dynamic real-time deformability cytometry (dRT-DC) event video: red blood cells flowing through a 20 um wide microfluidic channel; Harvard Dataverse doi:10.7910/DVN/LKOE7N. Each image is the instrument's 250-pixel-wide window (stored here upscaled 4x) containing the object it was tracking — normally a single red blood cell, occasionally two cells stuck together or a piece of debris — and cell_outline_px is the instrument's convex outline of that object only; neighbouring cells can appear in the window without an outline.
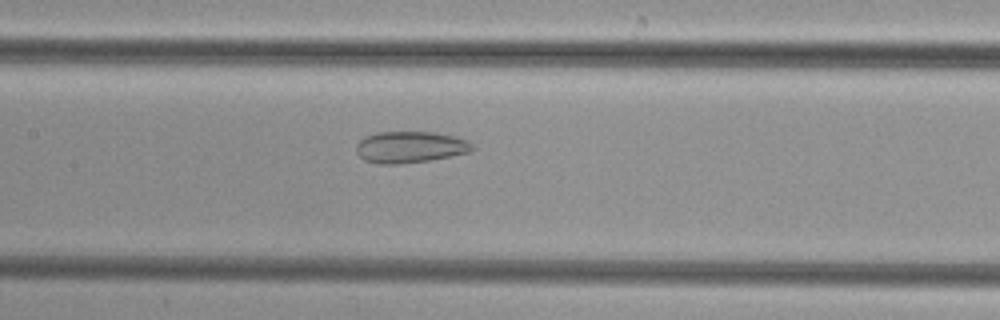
{"species": "common noctule bat (a hibernating species)", "species_latin": "Nyctalus noctula", "temperature_condition": "cold", "stored_images_in_passage": 44, "camera_frame_rate_fps": 3000, "um_per_image_px": 0.085, "animal": {"sex": "female", "body_mass_g": 29.2, "forearm_length_mm": 56.3}, "frame": {"image": 1, "passage_image": 18, "time_ms": 5.667, "image_size_px": [1000, 320], "cell_outline_px": [[476, 148], [472, 152], [428, 160], [400, 164], [376, 164], [364, 160], [356, 152], [356, 144], [364, 136], [376, 132], [436, 132], [456, 136], [468, 140]], "centroid_in_image_um": [34.87, 12.5], "position_along_channel_um": 172.5, "area_um2": 21.62}}
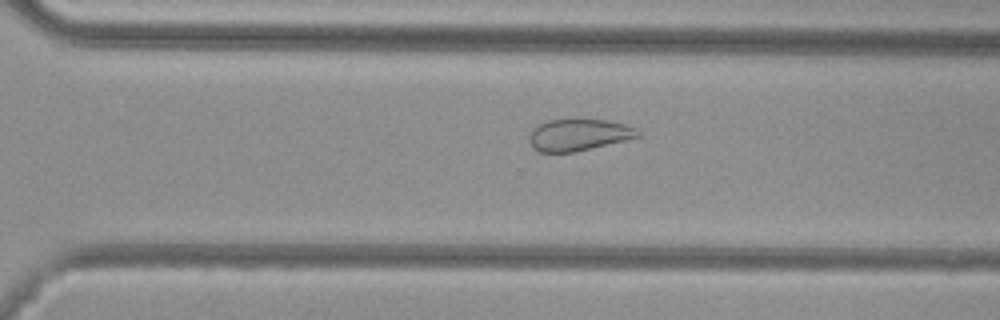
{"frame": {"image": 2, "passage_image": 29, "time_ms": 9.333, "image_size_px": [1000, 320], "cell_outline_px": [[640, 136], [628, 140], [576, 152], [540, 152], [532, 148], [528, 136], [532, 128], [548, 120], [576, 116], [580, 116], [604, 120], [624, 124], [636, 128], [640, 132]], "centroid_in_image_um": [49.17, 11.42], "position_along_channel_um": 321.4, "area_um2": 20.98}}
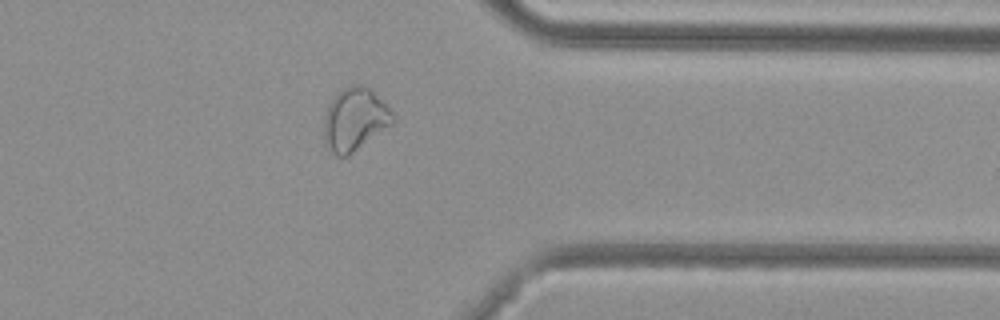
{"frame": {"image": 3, "passage_image": 34, "time_ms": 11.0, "image_size_px": [1000, 320], "cell_outline_px": [[396, 120], [392, 124], [348, 156], [336, 156], [324, 144], [324, 116], [328, 104], [332, 96], [348, 84], [364, 84], [396, 116]], "centroid_in_image_um": [30.12, 10.14], "position_along_channel_um": 381.3, "area_um2": 25.26}}